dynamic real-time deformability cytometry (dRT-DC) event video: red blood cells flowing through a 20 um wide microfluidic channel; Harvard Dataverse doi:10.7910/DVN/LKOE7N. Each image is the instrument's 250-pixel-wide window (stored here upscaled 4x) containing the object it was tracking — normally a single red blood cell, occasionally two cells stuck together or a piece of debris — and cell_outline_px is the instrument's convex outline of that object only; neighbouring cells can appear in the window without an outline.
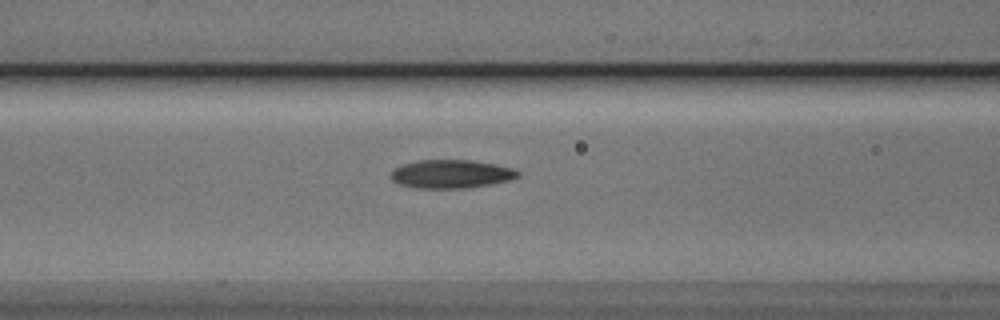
{"species": "Egyptian fruit bat (a non-hibernating species)", "species_latin": "Rousettus aegyptiacus", "temperature_condition": "cold", "stored_images_in_passage": 32, "camera_frame_rate_fps": 3000, "um_per_image_px": 0.085, "animal": {"sex": "male"}, "frame": {"image": 1, "passage_image": 10, "time_ms": 3.0, "image_size_px": [1000, 320], "cell_outline_px": [[520, 176], [508, 180], [488, 184], [464, 188], [416, 188], [400, 184], [392, 180], [392, 168], [416, 160], [468, 160], [492, 164], [512, 168], [520, 172]], "centroid_in_image_um": [38.31, 14.78], "position_along_channel_um": 128.3, "area_um2": 20.75}}
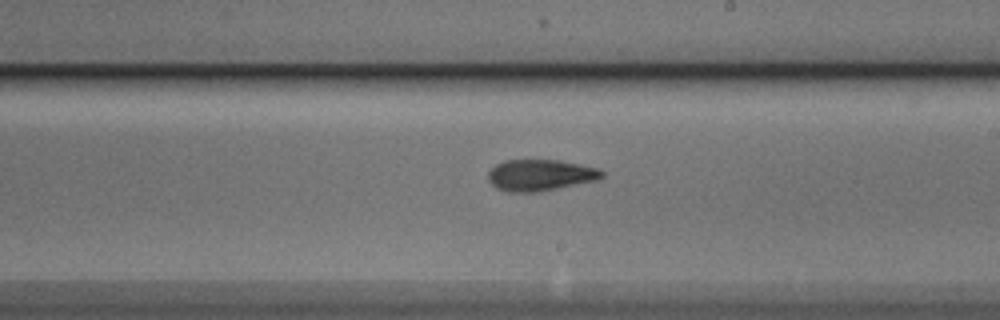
{"frame": {"image": 2, "passage_image": 19, "time_ms": 6.0, "image_size_px": [1000, 320], "cell_outline_px": [[604, 176], [596, 180], [536, 192], [508, 192], [496, 188], [488, 180], [488, 172], [496, 164], [504, 160], [560, 160], [580, 164], [596, 168], [604, 172]], "centroid_in_image_um": [45.89, 14.88], "position_along_channel_um": 243.1, "area_um2": 20.63}}
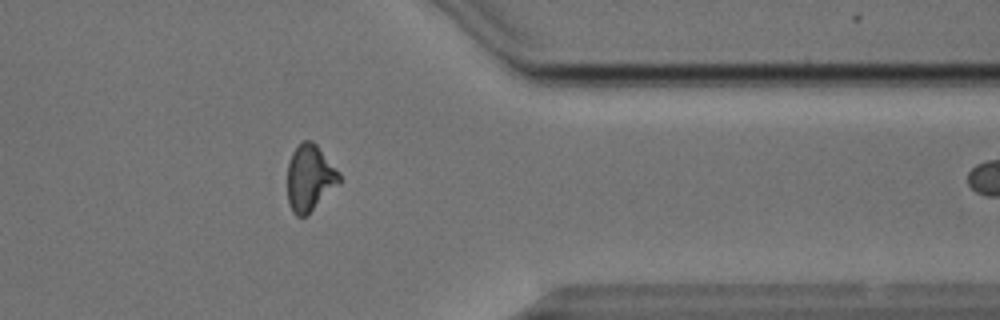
{"frame": {"image": 3, "passage_image": 31, "time_ms": 10.0, "image_size_px": [1000, 320], "cell_outline_px": [[340, 184], [304, 216], [296, 216], [292, 212], [288, 204], [288, 164], [292, 152], [304, 140], [312, 140], [316, 144], [340, 172]], "centroid_in_image_um": [26.34, 15.11], "position_along_channel_um": 385.1, "area_um2": 19.88}}